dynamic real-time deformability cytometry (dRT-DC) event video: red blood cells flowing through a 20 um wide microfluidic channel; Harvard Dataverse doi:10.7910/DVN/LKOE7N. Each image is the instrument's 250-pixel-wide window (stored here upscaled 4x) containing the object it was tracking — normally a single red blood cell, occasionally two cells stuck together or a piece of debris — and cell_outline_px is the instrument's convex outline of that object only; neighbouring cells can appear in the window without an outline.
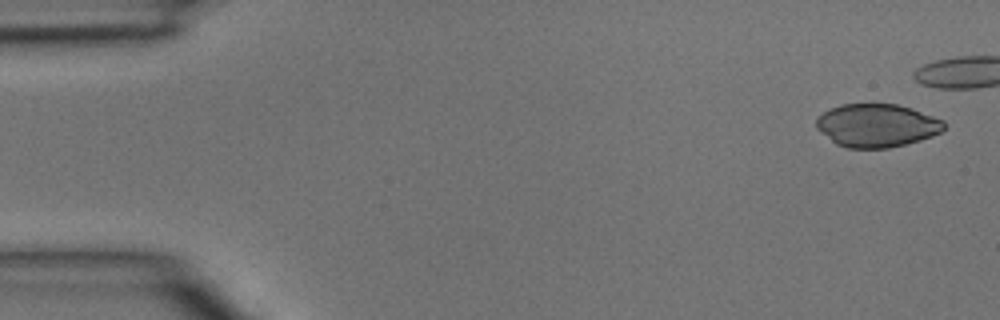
{"species": "common noctule bat (a hibernating species)", "species_latin": "Nyctalus noctula", "temperature_condition": "room temperature", "stored_images_in_passage": 7, "camera_frame_rate_fps": 3000, "um_per_image_px": 0.085, "animal": {"sex": "male", "body_mass_g": 15.6}, "frame": {"image": 1, "passage_image": 1, "time_ms": 0.0, "image_size_px": [1000, 320], "cell_outline_px": [[944, 128], [940, 132], [932, 136], [920, 140], [888, 148], [848, 148], [836, 144], [820, 132], [816, 128], [816, 120], [828, 108], [840, 104], [896, 104], [912, 108], [944, 120]], "centroid_in_image_um": [74.51, 10.66], "position_along_channel_um": 10.5, "area_um2": 32.14}}